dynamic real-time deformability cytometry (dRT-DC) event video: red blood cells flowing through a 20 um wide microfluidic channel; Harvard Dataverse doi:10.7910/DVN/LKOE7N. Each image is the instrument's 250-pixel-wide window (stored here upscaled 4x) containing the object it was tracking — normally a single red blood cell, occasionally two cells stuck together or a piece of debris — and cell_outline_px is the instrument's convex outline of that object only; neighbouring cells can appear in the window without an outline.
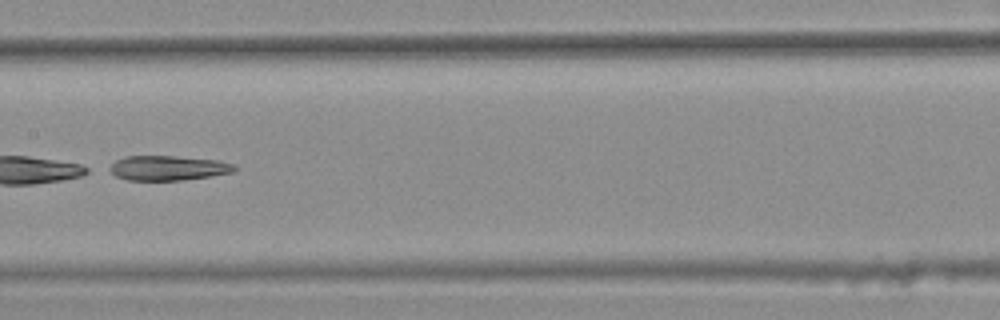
{"species": "common noctule bat (a hibernating species)", "species_latin": "Nyctalus noctula", "temperature_condition": "warm", "stored_images_in_passage": 46, "segment_of_instrument_passage": [2, 2], "camera_frame_rate_fps": 3000, "um_per_image_px": 0.085, "animal": {"sex": "female", "body_mass_g": 25.1}, "frame": {"image": 1, "passage_image": 27, "time_ms": 8.667, "image_size_px": [1000, 320], "cell_outline_px": [[236, 168], [232, 172], [208, 176], [180, 180], [128, 180], [116, 176], [104, 168], [116, 160], [128, 156], [176, 156], [216, 160], [232, 164]], "centroid_in_image_um": [14.18, 14.27], "position_along_channel_um": 193.2, "area_um2": 17.86}}